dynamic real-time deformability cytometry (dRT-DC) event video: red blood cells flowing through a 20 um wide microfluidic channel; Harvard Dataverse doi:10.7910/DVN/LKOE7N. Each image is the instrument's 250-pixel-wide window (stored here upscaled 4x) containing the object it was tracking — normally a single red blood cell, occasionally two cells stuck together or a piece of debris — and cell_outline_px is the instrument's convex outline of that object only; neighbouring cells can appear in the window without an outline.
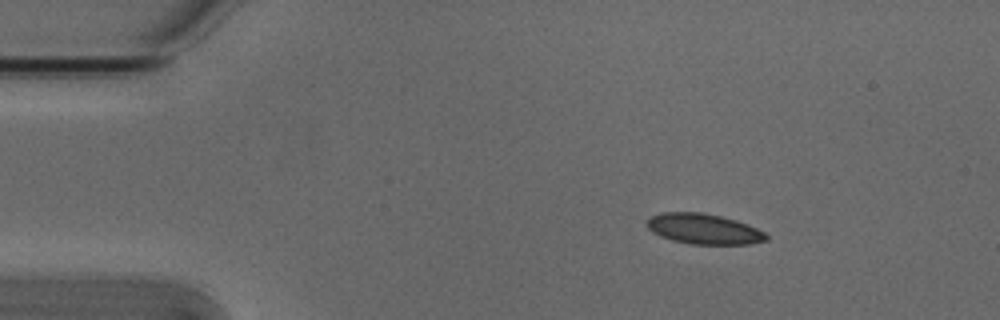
{"species": "Egyptian fruit bat (a non-hibernating species)", "species_latin": "Rousettus aegyptiacus", "temperature_condition": "cold", "stored_images_in_passage": 3, "camera_frame_rate_fps": 3000, "um_per_image_px": 0.085, "animal": {"sex": "male"}, "frame": {"image": 1, "passage_image": 1, "time_ms": 0.0, "image_size_px": [1000, 320], "cell_outline_px": [[768, 240], [748, 244], [688, 244], [672, 240], [660, 236], [652, 232], [648, 228], [648, 220], [652, 216], [660, 212], [700, 212], [720, 216], [736, 220], [748, 224], [764, 232], [768, 236]], "centroid_in_image_um": [59.82, 19.46], "position_along_channel_um": 25.2, "area_um2": 21.1}}